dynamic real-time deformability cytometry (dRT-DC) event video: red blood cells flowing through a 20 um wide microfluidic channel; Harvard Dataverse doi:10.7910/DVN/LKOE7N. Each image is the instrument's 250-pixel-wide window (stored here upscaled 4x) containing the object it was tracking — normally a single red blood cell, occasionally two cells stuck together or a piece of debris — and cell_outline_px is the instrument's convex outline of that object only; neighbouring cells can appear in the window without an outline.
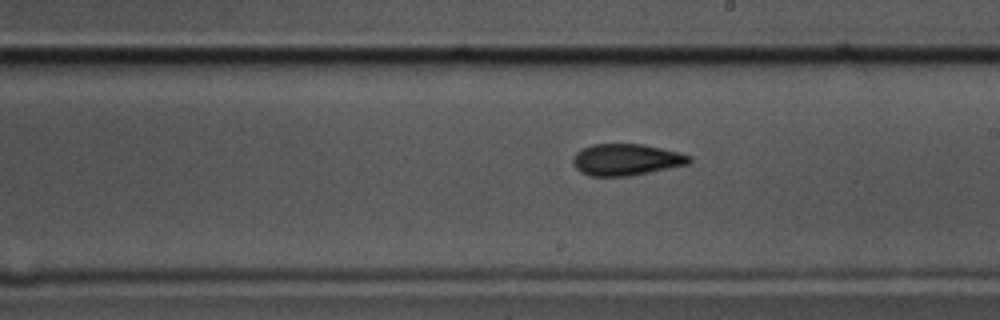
{"species": "common noctule bat (a hibernating species)", "species_latin": "Nyctalus noctula", "temperature_condition": "cold", "stored_images_in_passage": 57, "camera_frame_rate_fps": 3000, "um_per_image_px": 0.085, "animal": {"sex": "male", "body_mass_g": 17.5, "forearm_length_mm": 52.3}, "frame": {"image": 1, "passage_image": 32, "time_ms": 10.333, "image_size_px": [1000, 320], "cell_outline_px": [[692, 160], [688, 164], [628, 176], [588, 176], [580, 172], [576, 168], [572, 160], [572, 156], [576, 152], [592, 144], [644, 144], [692, 156]], "centroid_in_image_um": [53.19, 13.57], "position_along_channel_um": 235.8, "area_um2": 21.27}}
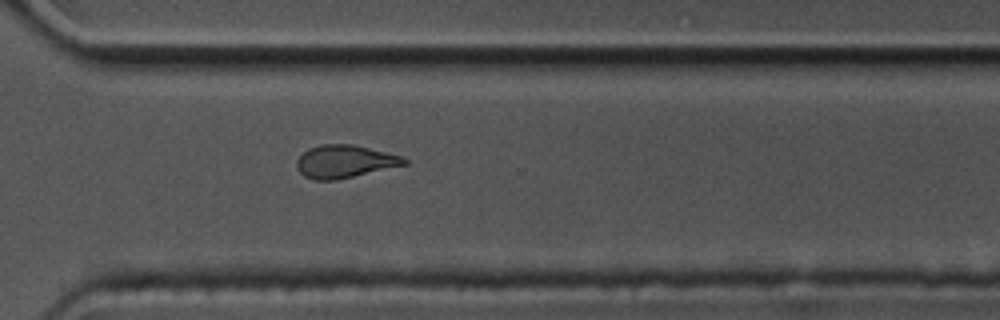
{"frame": {"image": 2, "passage_image": 41, "time_ms": 13.333, "image_size_px": [1000, 320], "cell_outline_px": [[408, 164], [336, 180], [312, 180], [304, 176], [296, 168], [296, 160], [308, 148], [320, 144], [352, 144], [404, 156], [408, 160]], "centroid_in_image_um": [29.29, 13.72], "position_along_channel_um": 341.3, "area_um2": 20.69}}
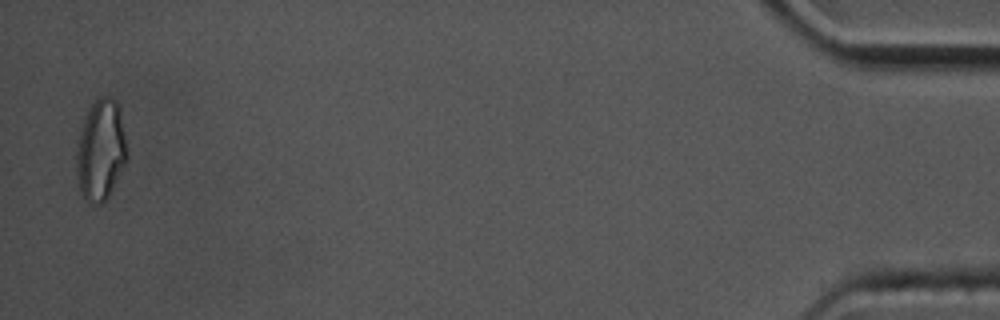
{"frame": {"image": 3, "passage_image": 56, "time_ms": 18.333, "image_size_px": [1000, 320], "cell_outline_px": [[128, 156], [108, 196], [100, 204], [88, 204], [80, 192], [76, 168], [76, 152], [80, 132], [84, 116], [96, 96], [108, 96], [116, 100], [120, 108], [128, 152]], "centroid_in_image_um": [8.55, 12.72], "position_along_channel_um": 426.6, "area_um2": 29.94}, "authors_computed_cell_mechanics": {"area_um2": 21.4438, "velocity_mm_per_s": 3.5215, "shape_relaxation_time_tau1_ms": 6.6481, "shape_relaxation_time_tau2_ms": 3.6471, "deformation_change_tau1": 0.1625, "deformation_change_tau2": 0.1105}}